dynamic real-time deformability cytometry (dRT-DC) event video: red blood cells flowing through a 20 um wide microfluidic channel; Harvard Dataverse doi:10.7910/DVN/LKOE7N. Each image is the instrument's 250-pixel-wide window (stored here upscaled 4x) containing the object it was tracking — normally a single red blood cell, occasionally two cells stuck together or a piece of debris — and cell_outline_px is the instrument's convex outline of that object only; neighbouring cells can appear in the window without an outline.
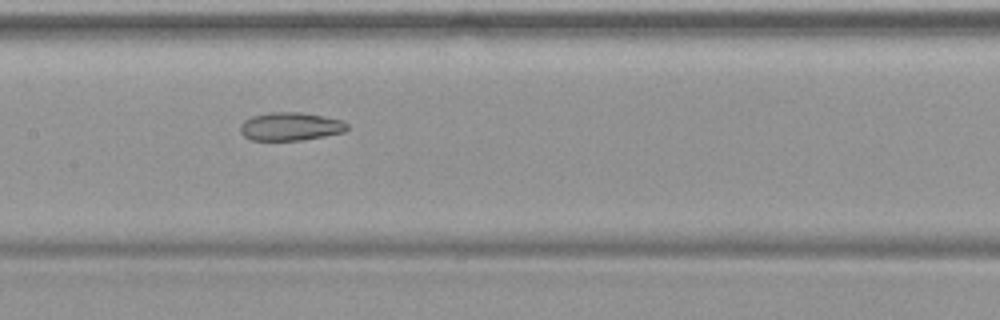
{"species": "common noctule bat (a hibernating species)", "species_latin": "Nyctalus noctula", "temperature_condition": "warm", "stored_images_in_passage": 50, "camera_frame_rate_fps": 3000, "um_per_image_px": 0.085, "animal": {"sex": "female", "body_mass_g": 19.9}, "frame": {"image": 1, "passage_image": 25, "time_ms": 8.0, "image_size_px": [1000, 320], "cell_outline_px": [[348, 128], [344, 132], [324, 136], [300, 140], [252, 140], [244, 136], [240, 132], [240, 124], [244, 120], [252, 116], [272, 112], [300, 112], [324, 116], [340, 120], [348, 124]], "centroid_in_image_um": [24.67, 10.75], "position_along_channel_um": 182.7, "area_um2": 17.51}}
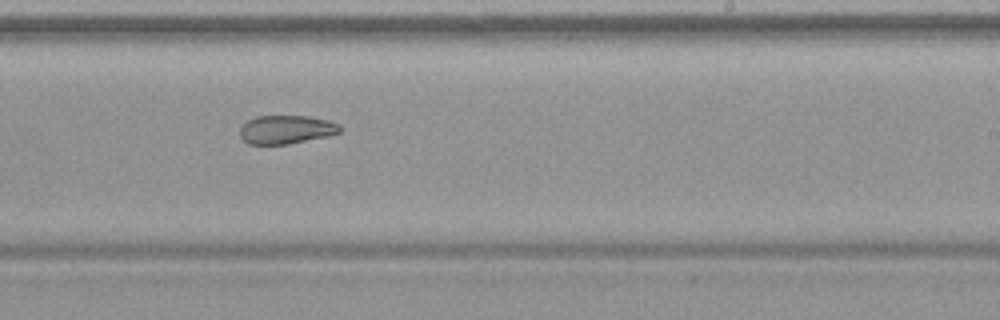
{"frame": {"image": 2, "passage_image": 31, "time_ms": 10.0, "image_size_px": [1000, 320], "cell_outline_px": [[340, 132], [328, 136], [288, 144], [248, 144], [240, 136], [240, 128], [248, 120], [256, 116], [308, 116], [328, 120], [340, 124]], "centroid_in_image_um": [24.33, 11.01], "position_along_channel_um": 264.7, "area_um2": 16.59}}
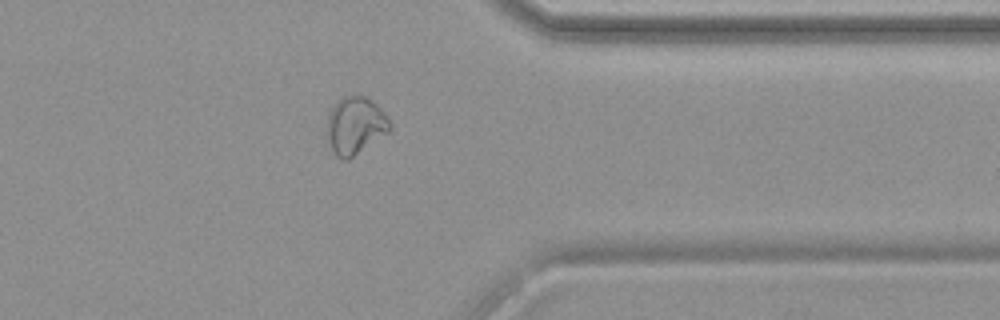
{"frame": {"image": 3, "passage_image": 40, "time_ms": 13.0, "image_size_px": [1000, 320], "cell_outline_px": [[392, 128], [388, 132], [348, 160], [344, 160], [336, 156], [332, 152], [328, 144], [324, 132], [328, 112], [332, 104], [336, 100], [344, 96], [364, 96], [372, 100], [384, 112], [392, 124]], "centroid_in_image_um": [30.13, 10.67], "position_along_channel_um": 381.3, "area_um2": 21.62}}